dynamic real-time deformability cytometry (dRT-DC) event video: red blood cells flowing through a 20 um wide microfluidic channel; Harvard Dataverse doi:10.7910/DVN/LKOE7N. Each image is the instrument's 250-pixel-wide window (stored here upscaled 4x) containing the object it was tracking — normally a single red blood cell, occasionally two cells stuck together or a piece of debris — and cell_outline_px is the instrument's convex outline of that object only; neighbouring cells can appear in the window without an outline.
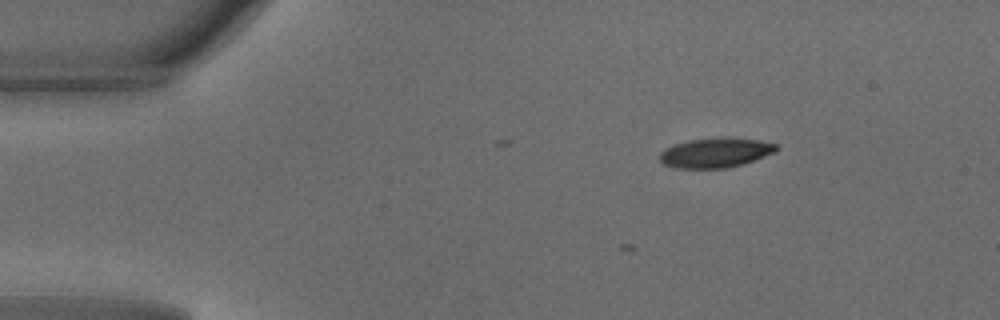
{"species": "common noctule bat (a hibernating species)", "species_latin": "Nyctalus noctula", "temperature_condition": "warm", "stored_images_in_passage": 5, "camera_frame_rate_fps": 3000, "um_per_image_px": 0.085, "animal": {"sex": "male", "body_mass_g": 18.8}, "frame": {"image": 1, "passage_image": 1, "time_ms": 0.0, "image_size_px": [1000, 320], "cell_outline_px": [[776, 152], [744, 164], [728, 168], [672, 168], [664, 164], [660, 160], [660, 152], [664, 148], [688, 140], [728, 136], [756, 140], [776, 144]], "centroid_in_image_um": [60.8, 12.98], "position_along_channel_um": 24.2, "area_um2": 20.35}}